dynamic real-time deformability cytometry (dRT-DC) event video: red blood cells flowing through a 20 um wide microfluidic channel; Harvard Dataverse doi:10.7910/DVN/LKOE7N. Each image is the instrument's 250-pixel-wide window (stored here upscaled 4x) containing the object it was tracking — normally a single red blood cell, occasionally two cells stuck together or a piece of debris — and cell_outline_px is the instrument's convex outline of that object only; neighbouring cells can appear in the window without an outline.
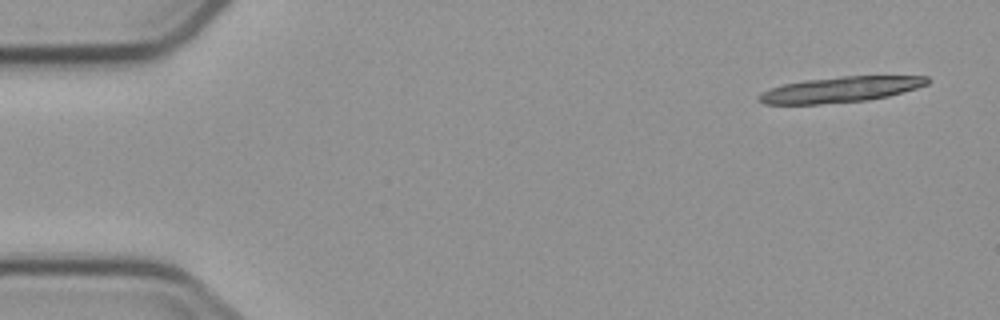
{"species": "common noctule bat (a hibernating species)", "species_latin": "Nyctalus noctula", "temperature_condition": "cold", "stored_images_in_passage": 5, "camera_frame_rate_fps": 3000, "um_per_image_px": 0.085, "animal": {"sex": "male", "body_mass_g": 23.1, "forearm_length_mm": 52.7}, "frame": {"image": 1, "passage_image": 1, "time_ms": 0.0, "image_size_px": [1000, 320], "cell_outline_px": [[928, 84], [916, 88], [888, 96], [868, 100], [820, 104], [764, 104], [756, 100], [756, 96], [772, 88], [784, 84], [804, 80], [840, 76], [928, 76]], "centroid_in_image_um": [71.41, 7.61], "position_along_channel_um": 13.6, "area_um2": 25.03}}